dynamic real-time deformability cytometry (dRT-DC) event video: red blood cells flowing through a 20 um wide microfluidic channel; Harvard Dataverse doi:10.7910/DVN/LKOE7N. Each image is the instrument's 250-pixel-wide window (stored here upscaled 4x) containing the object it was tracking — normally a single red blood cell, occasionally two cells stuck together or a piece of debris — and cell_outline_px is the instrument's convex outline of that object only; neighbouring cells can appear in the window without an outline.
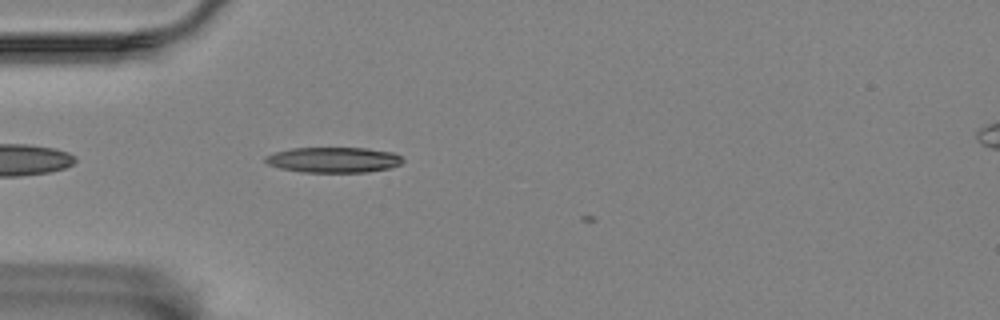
{"species": "Egyptian fruit bat (a non-hibernating species)", "species_latin": "Rousettus aegyptiacus", "temperature_condition": "room temperature", "stored_images_in_passage": 7, "camera_frame_rate_fps": 3000, "um_per_image_px": 0.085, "animal": {"sex": "female"}, "frame": {"image": 1, "passage_image": 6, "time_ms": 1.667, "image_size_px": [1000, 320], "cell_outline_px": [[404, 160], [400, 164], [388, 168], [368, 172], [300, 172], [280, 168], [268, 164], [264, 160], [264, 156], [276, 152], [292, 148], [368, 148], [392, 152], [400, 156]], "centroid_in_image_um": [28.34, 13.59], "position_along_channel_um": 56.7, "area_um2": 20.35}}